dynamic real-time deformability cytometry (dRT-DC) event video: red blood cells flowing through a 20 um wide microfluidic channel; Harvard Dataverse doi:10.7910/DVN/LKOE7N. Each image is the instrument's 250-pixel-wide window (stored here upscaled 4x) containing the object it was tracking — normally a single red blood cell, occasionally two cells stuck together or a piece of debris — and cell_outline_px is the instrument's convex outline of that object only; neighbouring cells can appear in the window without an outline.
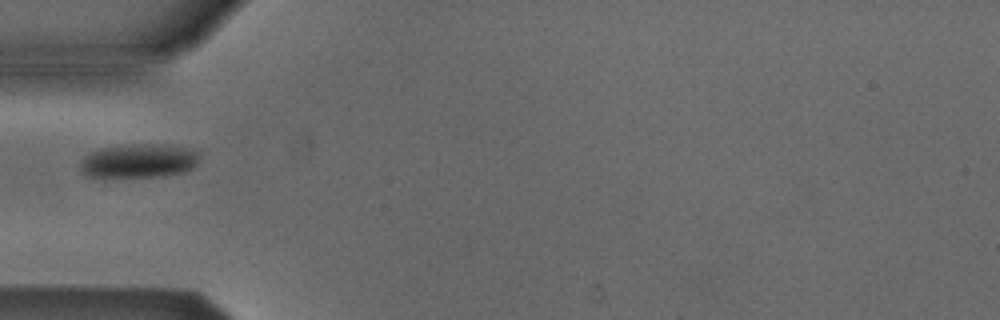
{"species": "Egyptian fruit bat (a non-hibernating species)", "species_latin": "Rousettus aegyptiacus", "temperature_condition": "cold", "stored_images_in_passage": 4, "camera_frame_rate_fps": 3000, "um_per_image_px": 0.085, "animal": {"sex": "male"}, "frame": {"image": 1, "passage_image": 4, "time_ms": 4.333, "image_size_px": [1000, 320], "cell_outline_px": [[200, 156], [196, 164], [192, 168], [184, 172], [164, 176], [104, 180], [84, 176], [80, 172], [80, 160], [88, 152], [100, 148], [136, 144], [152, 144], [192, 148], [200, 152]], "centroid_in_image_um": [11.71, 13.73], "position_along_channel_um": 73.3, "area_um2": 24.8}}